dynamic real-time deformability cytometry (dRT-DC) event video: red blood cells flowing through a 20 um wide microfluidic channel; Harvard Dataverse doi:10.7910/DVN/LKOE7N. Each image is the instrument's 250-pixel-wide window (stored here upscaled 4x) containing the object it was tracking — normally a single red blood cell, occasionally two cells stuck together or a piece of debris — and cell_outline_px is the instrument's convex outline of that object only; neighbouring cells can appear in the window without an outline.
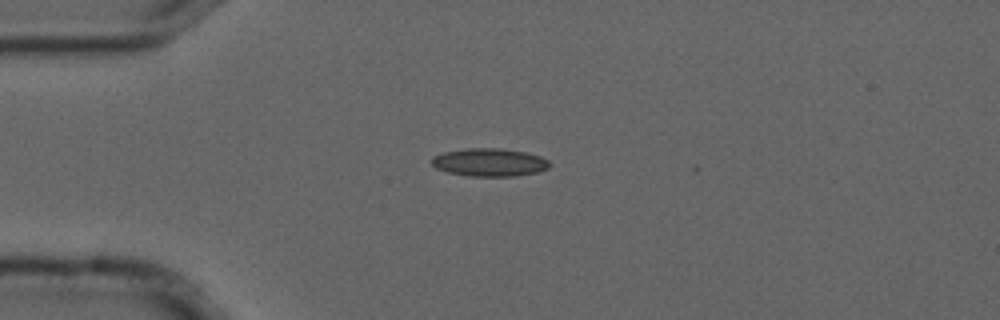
{"species": "common noctule bat (a hibernating species)", "species_latin": "Nyctalus noctula", "temperature_condition": "cold", "stored_images_in_passage": 10, "camera_frame_rate_fps": 3000, "um_per_image_px": 0.085, "animal": {"sex": "male", "forearm_length_mm": 52.5}, "frame": {"image": 1, "passage_image": 3, "time_ms": 0.667, "image_size_px": [1000, 320], "cell_outline_px": [[552, 164], [548, 168], [536, 172], [516, 176], [468, 176], [448, 172], [436, 168], [432, 164], [432, 156], [444, 152], [468, 148], [500, 148], [524, 152], [540, 156], [548, 160]], "centroid_in_image_um": [41.61, 13.8], "position_along_channel_um": 43.4, "area_um2": 19.19}}
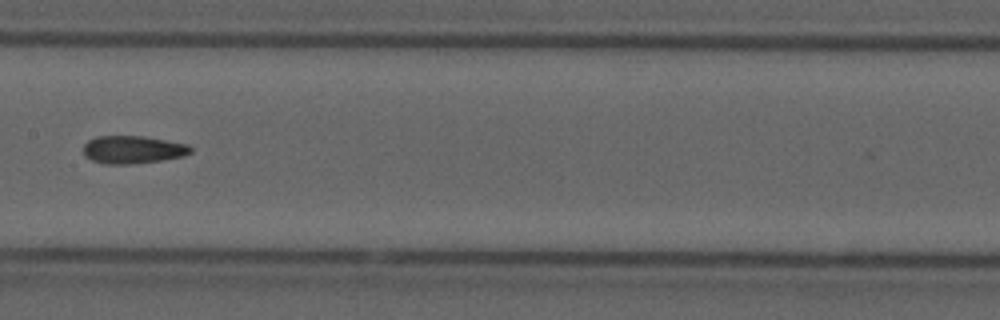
{"frame": {"image": 2, "passage_image": 7, "time_ms": 2.0, "image_size_px": [1000, 320], "cell_outline_px": [[192, 152], [184, 156], [160, 160], [132, 164], [104, 164], [92, 160], [84, 156], [84, 144], [88, 140], [96, 136], [144, 136], [188, 144], [192, 148]], "centroid_in_image_um": [11.28, 12.71], "position_along_channel_um": 196.1, "area_um2": 17.46}}
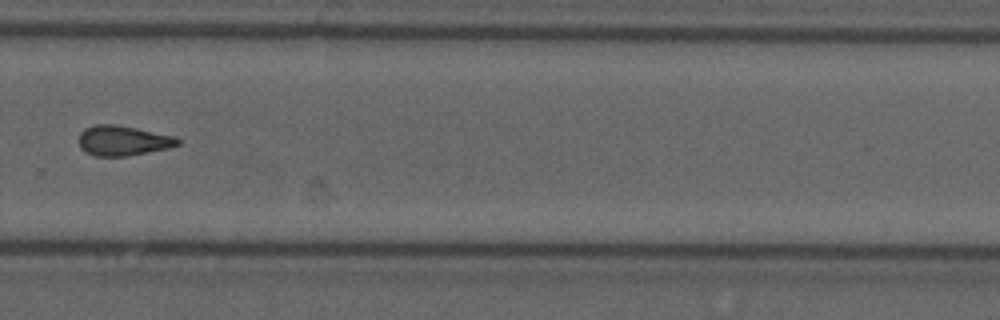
{"frame": {"image": 3, "passage_image": 10, "time_ms": 3.0, "image_size_px": [1000, 320], "cell_outline_px": [[180, 144], [168, 148], [128, 156], [96, 156], [80, 148], [80, 132], [84, 128], [96, 124], [116, 124], [176, 136], [180, 140]], "centroid_in_image_um": [10.47, 11.94], "position_along_channel_um": 319.3, "area_um2": 17.28}}